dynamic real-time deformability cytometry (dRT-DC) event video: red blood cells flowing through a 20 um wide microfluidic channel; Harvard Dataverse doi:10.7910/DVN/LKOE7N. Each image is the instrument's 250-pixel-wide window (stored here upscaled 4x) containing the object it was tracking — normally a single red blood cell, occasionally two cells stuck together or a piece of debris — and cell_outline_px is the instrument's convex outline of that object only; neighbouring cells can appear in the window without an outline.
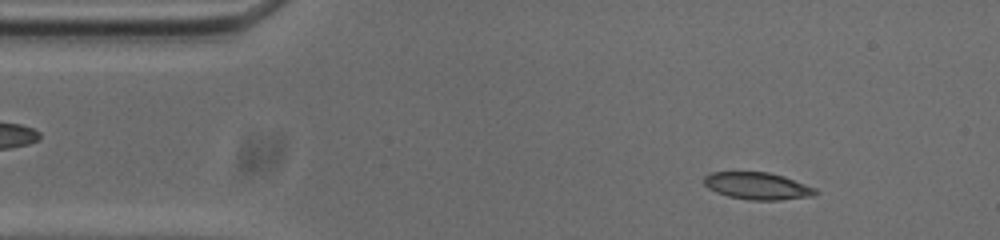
{"species": "common noctule bat (a hibernating species)", "species_latin": "Nyctalus noctula", "temperature_condition": "cold", "stored_images_in_passage": 52, "camera_frame_rate_fps": 3000, "um_per_image_px": 0.085, "animal": {"sex": "male", "body_mass_g": 20.0, "forearm_length_mm": 53.3}, "frame": {"image": 1, "passage_image": 5, "time_ms": 1.333, "image_size_px": [1000, 240], "cell_outline_px": [[820, 192], [812, 196], [780, 200], [748, 200], [728, 196], [716, 192], [708, 188], [704, 184], [704, 176], [712, 172], [768, 172], [784, 176], [816, 188]], "centroid_in_image_um": [64.39, 15.81], "position_along_channel_um": 20.6, "area_um2": 17.69}}
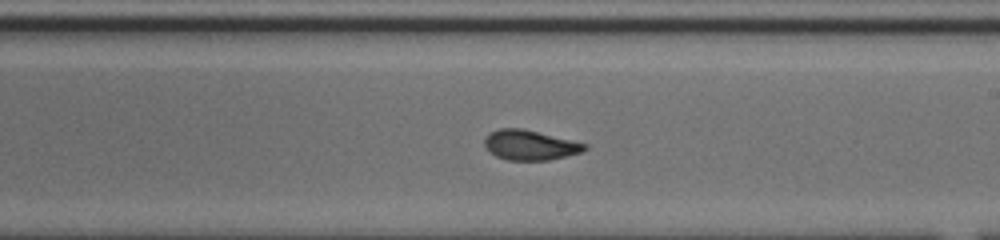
{"frame": {"image": 2, "passage_image": 28, "time_ms": 9.0, "image_size_px": [1000, 240], "cell_outline_px": [[588, 148], [580, 152], [568, 156], [548, 160], [508, 160], [496, 156], [488, 152], [484, 144], [484, 140], [492, 132], [500, 128], [520, 128], [588, 144]], "centroid_in_image_um": [45.05, 12.34], "position_along_channel_um": 244.0, "area_um2": 17.28}}
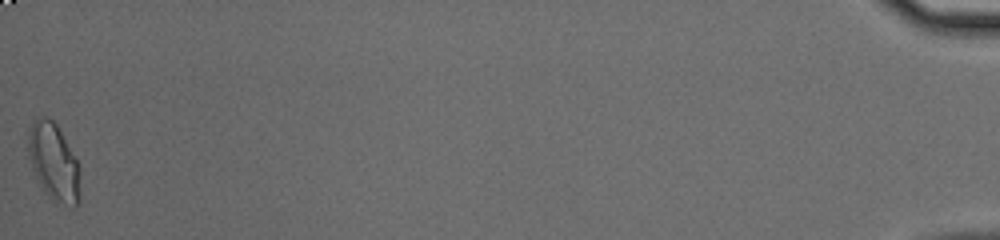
{"frame": {"image": 3, "passage_image": 52, "time_ms": 17.0, "image_size_px": [1000, 240], "cell_outline_px": [[80, 204], [72, 208], [56, 204], [44, 192], [32, 168], [28, 156], [28, 128], [32, 120], [36, 116], [48, 116], [56, 124], [80, 164]], "centroid_in_image_um": [4.58, 13.8], "position_along_channel_um": 430.6, "area_um2": 24.22}, "authors_computed_cell_mechanics": {"area_um2": 17.6868, "velocity_mm_per_s": 3.7273, "shape_relaxation_time_tau1_ms": null, "shape_relaxation_time_tau2_ms": 1.5798, "deformation_change_tau1": null, "deformation_change_tau2": 0.0691}}